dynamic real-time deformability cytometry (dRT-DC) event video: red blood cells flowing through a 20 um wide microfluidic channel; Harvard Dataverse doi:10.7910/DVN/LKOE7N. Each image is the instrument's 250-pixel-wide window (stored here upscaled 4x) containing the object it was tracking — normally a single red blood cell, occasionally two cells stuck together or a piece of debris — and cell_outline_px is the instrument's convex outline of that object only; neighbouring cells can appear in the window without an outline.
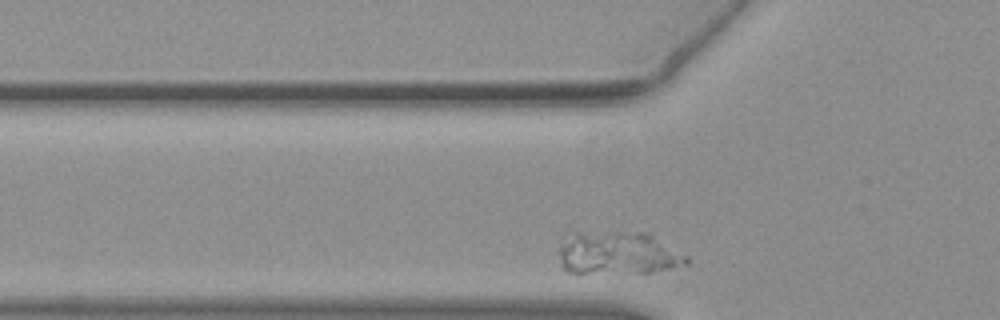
{"species": "common noctule bat (a hibernating species)", "species_latin": "Nyctalus noctula", "temperature_condition": "warm", "stored_images_in_passage": 34, "camera_frame_rate_fps": 3000, "um_per_image_px": 0.085, "animal": {"sex": "female", "body_mass_g": 19.3, "forearm_length_mm": 54.1}, "frame": {"image": 1, "passage_image": 7, "time_ms": 2.0, "image_size_px": [1000, 320], "cell_outline_px": [[688, 264], [652, 272], [568, 272], [564, 268], [560, 260], [560, 244], [576, 232], [652, 232], [688, 256]], "centroid_in_image_um": [52.62, 21.49], "position_along_channel_um": 73.2, "area_um2": 31.85}}
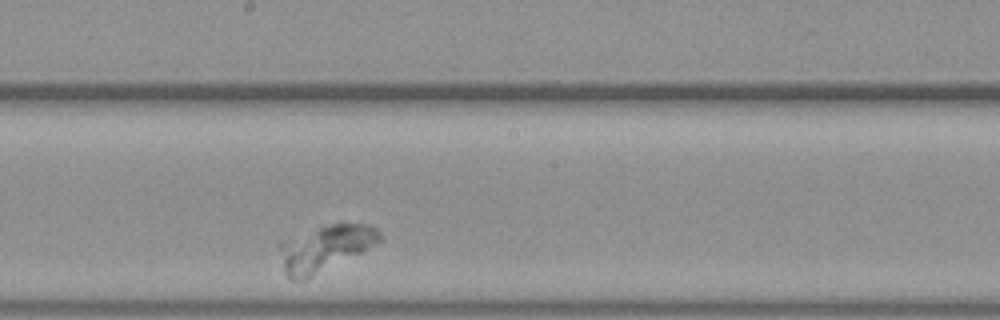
{"frame": {"image": 2, "passage_image": 20, "time_ms": 6.333, "image_size_px": [1000, 320], "cell_outline_px": [[380, 240], [360, 252], [304, 280], [292, 280], [284, 272], [276, 248], [276, 240], [340, 220], [372, 224], [380, 232]], "centroid_in_image_um": [27.53, 21.02], "position_along_channel_um": 220.7, "area_um2": 27.57}}
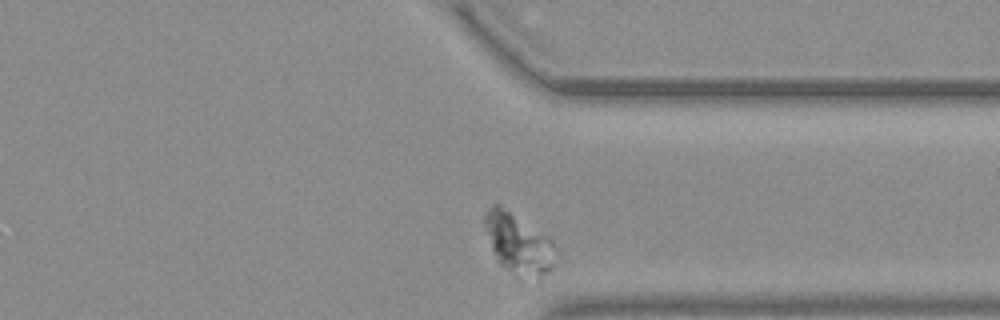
{"frame": {"image": 3, "passage_image": 33, "time_ms": 10.667, "image_size_px": [1000, 320], "cell_outline_px": [[552, 268], [544, 272], [540, 272], [508, 268], [500, 264], [492, 248], [484, 228], [484, 212], [492, 204], [500, 204], [548, 236], [552, 240]], "centroid_in_image_um": [43.95, 20.48], "position_along_channel_um": 367.4, "area_um2": 22.83}}